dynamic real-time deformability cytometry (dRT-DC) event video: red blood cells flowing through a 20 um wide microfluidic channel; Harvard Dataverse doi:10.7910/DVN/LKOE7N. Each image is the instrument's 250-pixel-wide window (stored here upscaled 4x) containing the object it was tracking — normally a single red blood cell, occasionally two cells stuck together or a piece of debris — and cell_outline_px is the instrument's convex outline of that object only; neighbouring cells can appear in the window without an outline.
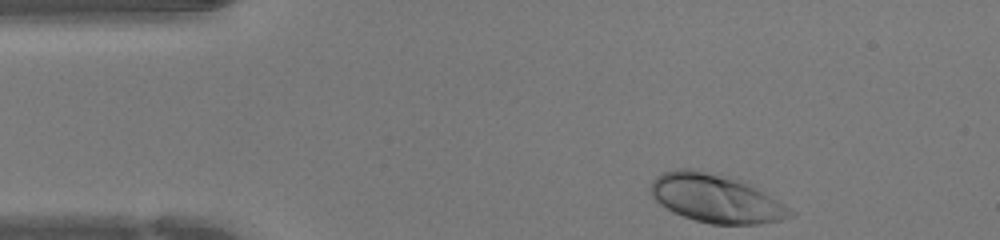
{"species": "human", "species_latin": "Homo sapiens", "temperature_condition": "warm", "stored_images_in_passage": 31, "camera_frame_rate_fps": 3000, "um_per_image_px": 0.085, "donor": {"sex": "female"}, "frame": {"image": 1, "passage_image": 1, "time_ms": 0.0, "image_size_px": [1000, 240], "cell_outline_px": [[796, 216], [780, 220], [760, 224], [712, 224], [696, 220], [684, 216], [660, 204], [652, 196], [652, 180], [656, 176], [664, 172], [680, 168], [696, 168], [728, 176], [784, 204], [796, 212]], "centroid_in_image_um": [60.84, 16.87], "position_along_channel_um": 24.2, "area_um2": 38.55}}
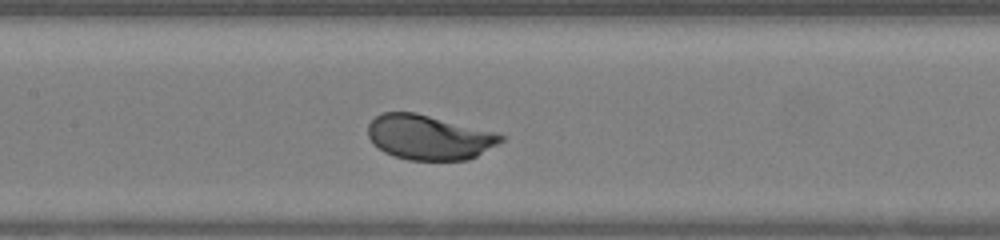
{"frame": {"image": 2, "passage_image": 15, "time_ms": 4.667, "image_size_px": [1000, 240], "cell_outline_px": [[504, 140], [476, 156], [468, 160], [408, 160], [384, 152], [368, 136], [368, 124], [376, 116], [384, 112], [416, 112], [496, 132], [504, 136]], "centroid_in_image_um": [36.48, 11.66], "position_along_channel_um": 170.9, "area_um2": 34.45}}
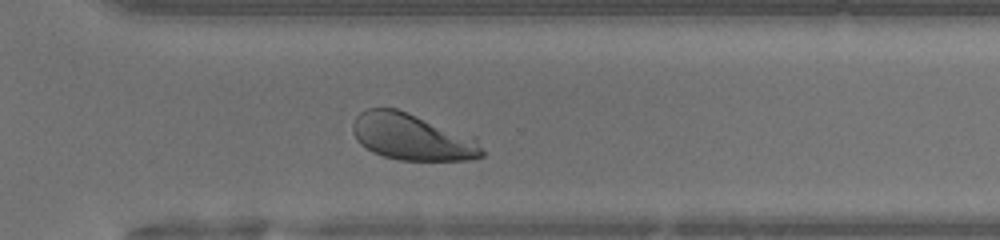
{"frame": {"image": 3, "passage_image": 26, "time_ms": 8.333, "image_size_px": [1000, 240], "cell_outline_px": [[484, 156], [472, 160], [400, 160], [384, 156], [372, 152], [360, 144], [356, 140], [352, 132], [352, 124], [356, 116], [360, 112], [368, 108], [396, 108], [476, 136], [484, 152]], "centroid_in_image_um": [35.06, 11.64], "position_along_channel_um": 335.5, "area_um2": 35.6}}